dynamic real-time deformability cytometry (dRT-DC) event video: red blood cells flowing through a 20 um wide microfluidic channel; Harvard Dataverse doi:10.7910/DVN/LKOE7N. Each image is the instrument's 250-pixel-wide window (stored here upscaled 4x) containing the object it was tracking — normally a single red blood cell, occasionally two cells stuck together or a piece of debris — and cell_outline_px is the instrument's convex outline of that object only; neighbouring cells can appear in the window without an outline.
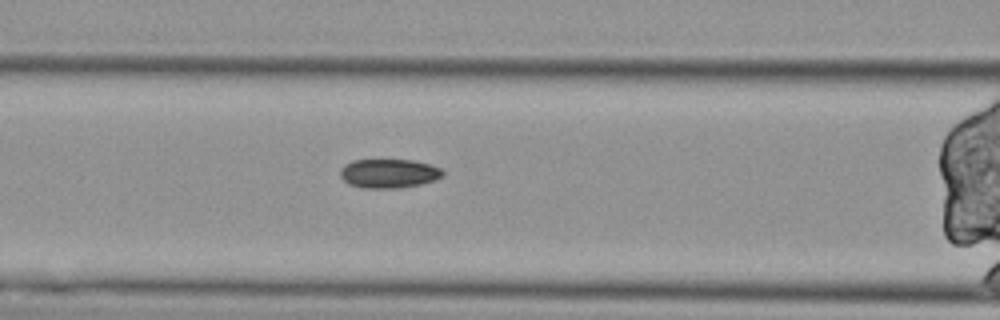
{"species": "Egyptian fruit bat (a non-hibernating species)", "species_latin": "Rousettus aegyptiacus", "temperature_condition": "cold", "stored_images_in_passage": 42, "segment_of_instrument_passage": [3, 3], "camera_frame_rate_fps": 3000, "um_per_image_px": 0.085, "animal": {"sex": "female"}, "frame": {"image": 1, "passage_image": 9, "time_ms": 2.667, "image_size_px": [1000, 320], "cell_outline_px": [[444, 176], [436, 180], [420, 184], [400, 188], [360, 188], [348, 184], [340, 176], [340, 168], [344, 164], [352, 160], [412, 160], [428, 164], [440, 168], [444, 172]], "centroid_in_image_um": [33.03, 14.75], "position_along_channel_um": 133.6, "area_um2": 17.51}}
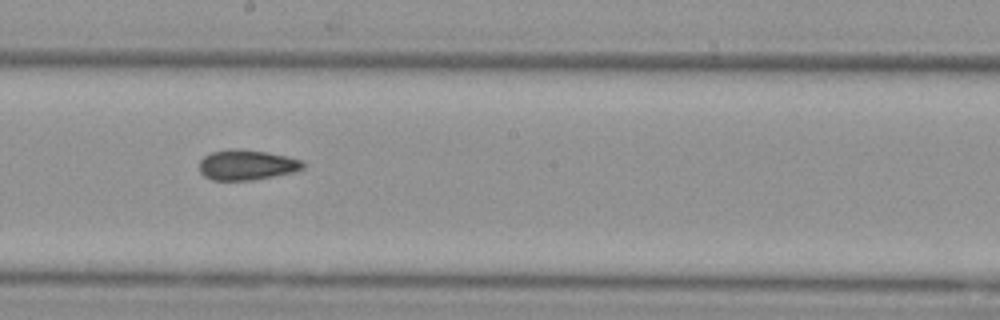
{"frame": {"image": 2, "passage_image": 17, "time_ms": 5.333, "image_size_px": [1000, 320], "cell_outline_px": [[304, 168], [296, 172], [252, 180], [212, 180], [204, 176], [200, 172], [200, 160], [204, 156], [212, 152], [232, 148], [236, 148], [268, 152], [288, 156], [300, 160], [304, 164]], "centroid_in_image_um": [20.98, 14.01], "position_along_channel_um": 227.2, "area_um2": 18.38}}
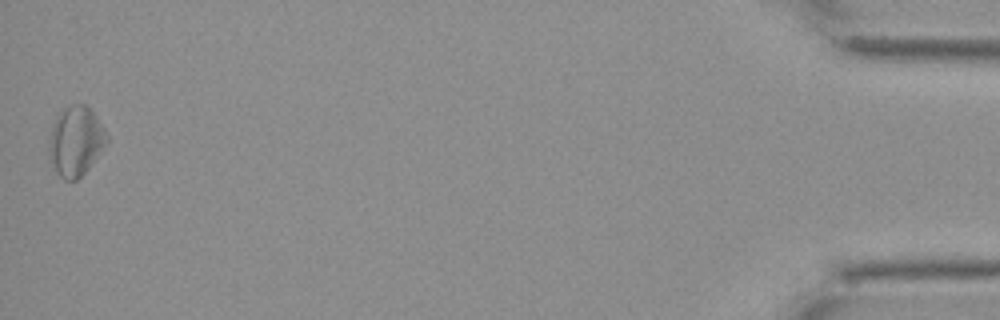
{"frame": {"image": 3, "passage_image": 42, "time_ms": 13.667, "image_size_px": [1000, 320], "cell_outline_px": [[108, 144], [88, 168], [76, 180], [64, 180], [56, 172], [52, 164], [48, 152], [48, 140], [52, 124], [56, 112], [72, 104], [84, 104], [96, 116], [108, 136]], "centroid_in_image_um": [6.41, 11.98], "position_along_channel_um": 428.8, "area_um2": 23.64}}